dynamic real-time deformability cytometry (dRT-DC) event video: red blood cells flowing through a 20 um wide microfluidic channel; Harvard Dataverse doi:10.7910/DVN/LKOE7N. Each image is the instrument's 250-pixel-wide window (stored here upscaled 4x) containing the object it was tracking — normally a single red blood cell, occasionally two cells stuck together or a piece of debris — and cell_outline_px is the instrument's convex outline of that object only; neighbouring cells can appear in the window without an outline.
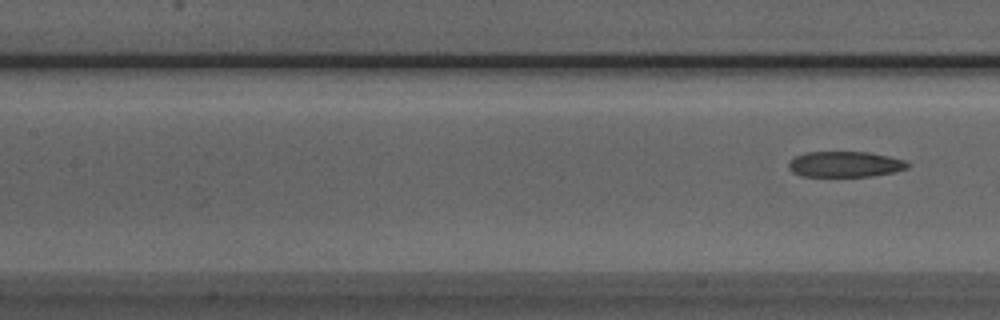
{"species": "Egyptian fruit bat (a non-hibernating species)", "species_latin": "Rousettus aegyptiacus", "temperature_condition": "room temperature", "stored_images_in_passage": 8, "segment_of_instrument_passage": [2, 2], "camera_frame_rate_fps": 3000, "um_per_image_px": 0.085, "animal": {"sex": "male"}, "frame": {"image": 1, "passage_image": 8, "time_ms": 2.333, "image_size_px": [1000, 320], "cell_outline_px": [[912, 164], [908, 168], [892, 172], [872, 176], [800, 176], [792, 172], [788, 168], [788, 164], [796, 156], [804, 152], [868, 152], [888, 156], [904, 160]], "centroid_in_image_um": [71.83, 13.96], "position_along_channel_um": 135.6, "area_um2": 17.8}}